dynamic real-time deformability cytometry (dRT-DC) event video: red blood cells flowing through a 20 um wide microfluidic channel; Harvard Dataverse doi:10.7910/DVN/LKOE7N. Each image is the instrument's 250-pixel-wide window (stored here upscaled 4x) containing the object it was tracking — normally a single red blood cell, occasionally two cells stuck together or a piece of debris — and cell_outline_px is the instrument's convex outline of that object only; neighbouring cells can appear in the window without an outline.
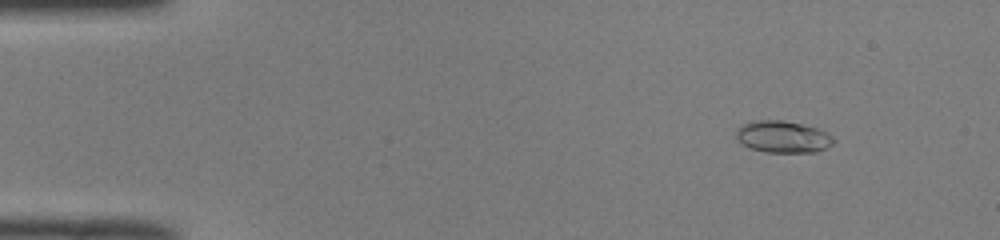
{"species": "common noctule bat (a hibernating species)", "species_latin": "Nyctalus noctula", "temperature_condition": "room temperature", "stored_images_in_passage": 33, "camera_frame_rate_fps": 3000, "um_per_image_px": 0.085, "animal": {"sex": "male", "body_mass_g": 19.0, "forearm_length_mm": 50.8}, "frame": {"image": 1, "passage_image": 6, "time_ms": 1.667, "image_size_px": [1000, 240], "cell_outline_px": [[836, 140], [832, 144], [816, 152], [764, 152], [752, 148], [736, 140], [736, 132], [744, 124], [752, 120], [784, 120], [816, 128], [832, 136]], "centroid_in_image_um": [66.53, 11.63], "position_along_channel_um": 18.5, "area_um2": 17.86}}
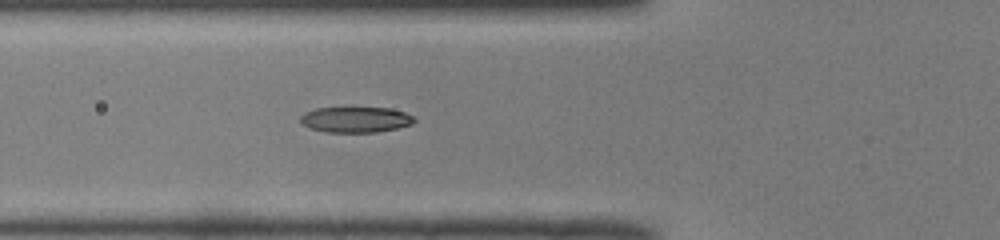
{"frame": {"image": 2, "passage_image": 19, "time_ms": 6.0, "image_size_px": [1000, 240], "cell_outline_px": [[416, 120], [412, 124], [396, 128], [376, 132], [328, 132], [312, 128], [304, 124], [300, 120], [300, 116], [304, 112], [316, 108], [352, 104], [388, 108], [404, 112], [412, 116]], "centroid_in_image_um": [30.21, 10.1], "position_along_channel_um": 95.6, "area_um2": 17.8}}
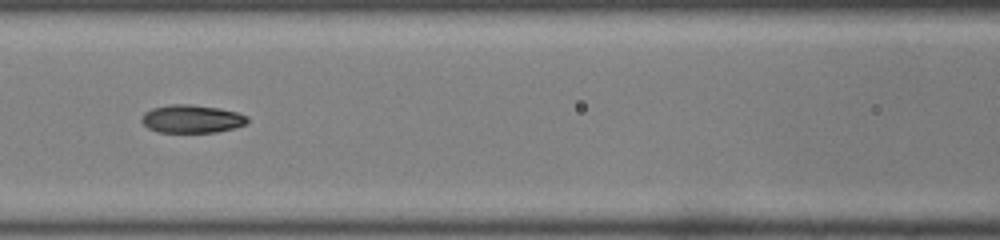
{"frame": {"image": 3, "passage_image": 23, "time_ms": 7.333, "image_size_px": [1000, 240], "cell_outline_px": [[248, 124], [216, 132], [160, 132], [148, 128], [140, 120], [140, 116], [144, 112], [152, 108], [172, 104], [192, 104], [220, 108], [236, 112], [248, 116]], "centroid_in_image_um": [16.29, 10.09], "position_along_channel_um": 150.3, "area_um2": 17.4}}